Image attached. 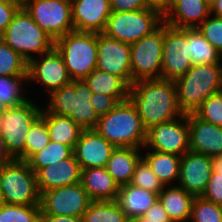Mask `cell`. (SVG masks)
<instances>
[{"label":"cell","mask_w":222,"mask_h":222,"mask_svg":"<svg viewBox=\"0 0 222 222\" xmlns=\"http://www.w3.org/2000/svg\"><path fill=\"white\" fill-rule=\"evenodd\" d=\"M129 99L136 107L146 130L183 115L177 102L176 84L171 80L135 81L130 87Z\"/></svg>","instance_id":"6da1fadb"},{"label":"cell","mask_w":222,"mask_h":222,"mask_svg":"<svg viewBox=\"0 0 222 222\" xmlns=\"http://www.w3.org/2000/svg\"><path fill=\"white\" fill-rule=\"evenodd\" d=\"M94 129L115 147L140 149L146 143L147 130L130 99L101 116Z\"/></svg>","instance_id":"7a4b0ae2"},{"label":"cell","mask_w":222,"mask_h":222,"mask_svg":"<svg viewBox=\"0 0 222 222\" xmlns=\"http://www.w3.org/2000/svg\"><path fill=\"white\" fill-rule=\"evenodd\" d=\"M177 102L183 114L194 113L222 87V64H199L176 79Z\"/></svg>","instance_id":"3957f363"},{"label":"cell","mask_w":222,"mask_h":222,"mask_svg":"<svg viewBox=\"0 0 222 222\" xmlns=\"http://www.w3.org/2000/svg\"><path fill=\"white\" fill-rule=\"evenodd\" d=\"M92 94L84 80H72L49 94L46 109L55 115L70 117L83 129H94L100 117L91 104Z\"/></svg>","instance_id":"277c9868"},{"label":"cell","mask_w":222,"mask_h":222,"mask_svg":"<svg viewBox=\"0 0 222 222\" xmlns=\"http://www.w3.org/2000/svg\"><path fill=\"white\" fill-rule=\"evenodd\" d=\"M72 80H83L97 67V33L72 31L55 40Z\"/></svg>","instance_id":"5b68a950"},{"label":"cell","mask_w":222,"mask_h":222,"mask_svg":"<svg viewBox=\"0 0 222 222\" xmlns=\"http://www.w3.org/2000/svg\"><path fill=\"white\" fill-rule=\"evenodd\" d=\"M0 38L27 61L33 58L32 54H45L55 46V40L33 21L23 7Z\"/></svg>","instance_id":"8992f818"},{"label":"cell","mask_w":222,"mask_h":222,"mask_svg":"<svg viewBox=\"0 0 222 222\" xmlns=\"http://www.w3.org/2000/svg\"><path fill=\"white\" fill-rule=\"evenodd\" d=\"M36 175L28 162L11 159L2 164L1 202L15 205H40Z\"/></svg>","instance_id":"52a82bcc"},{"label":"cell","mask_w":222,"mask_h":222,"mask_svg":"<svg viewBox=\"0 0 222 222\" xmlns=\"http://www.w3.org/2000/svg\"><path fill=\"white\" fill-rule=\"evenodd\" d=\"M41 113L42 109L30 99L19 106L3 108L0 138L11 159L24 153L29 129Z\"/></svg>","instance_id":"ba28073f"},{"label":"cell","mask_w":222,"mask_h":222,"mask_svg":"<svg viewBox=\"0 0 222 222\" xmlns=\"http://www.w3.org/2000/svg\"><path fill=\"white\" fill-rule=\"evenodd\" d=\"M164 22L163 16L154 9L112 12L104 34L110 38L133 44L150 35Z\"/></svg>","instance_id":"9c48e42d"},{"label":"cell","mask_w":222,"mask_h":222,"mask_svg":"<svg viewBox=\"0 0 222 222\" xmlns=\"http://www.w3.org/2000/svg\"><path fill=\"white\" fill-rule=\"evenodd\" d=\"M164 22L150 35L130 45L132 84L138 80L161 79Z\"/></svg>","instance_id":"30bf717a"},{"label":"cell","mask_w":222,"mask_h":222,"mask_svg":"<svg viewBox=\"0 0 222 222\" xmlns=\"http://www.w3.org/2000/svg\"><path fill=\"white\" fill-rule=\"evenodd\" d=\"M22 7L54 40L74 31L71 0H25Z\"/></svg>","instance_id":"8fae6325"},{"label":"cell","mask_w":222,"mask_h":222,"mask_svg":"<svg viewBox=\"0 0 222 222\" xmlns=\"http://www.w3.org/2000/svg\"><path fill=\"white\" fill-rule=\"evenodd\" d=\"M189 55V29H180L164 22V44L161 79L175 81L192 67Z\"/></svg>","instance_id":"7c38bea8"},{"label":"cell","mask_w":222,"mask_h":222,"mask_svg":"<svg viewBox=\"0 0 222 222\" xmlns=\"http://www.w3.org/2000/svg\"><path fill=\"white\" fill-rule=\"evenodd\" d=\"M92 200L81 182L41 193V216H76L82 218Z\"/></svg>","instance_id":"4fadbf2b"},{"label":"cell","mask_w":222,"mask_h":222,"mask_svg":"<svg viewBox=\"0 0 222 222\" xmlns=\"http://www.w3.org/2000/svg\"><path fill=\"white\" fill-rule=\"evenodd\" d=\"M149 146L154 151L178 156L190 151L188 114L148 129L144 148Z\"/></svg>","instance_id":"5bb4252c"},{"label":"cell","mask_w":222,"mask_h":222,"mask_svg":"<svg viewBox=\"0 0 222 222\" xmlns=\"http://www.w3.org/2000/svg\"><path fill=\"white\" fill-rule=\"evenodd\" d=\"M97 69L124 79L132 85L130 44L97 33Z\"/></svg>","instance_id":"9a60e30c"},{"label":"cell","mask_w":222,"mask_h":222,"mask_svg":"<svg viewBox=\"0 0 222 222\" xmlns=\"http://www.w3.org/2000/svg\"><path fill=\"white\" fill-rule=\"evenodd\" d=\"M28 81L40 82L50 94L72 82L68 74L62 55L54 47L42 54L40 60L35 57L28 61Z\"/></svg>","instance_id":"2e32d148"},{"label":"cell","mask_w":222,"mask_h":222,"mask_svg":"<svg viewBox=\"0 0 222 222\" xmlns=\"http://www.w3.org/2000/svg\"><path fill=\"white\" fill-rule=\"evenodd\" d=\"M212 172L211 157L188 151L181 156L178 186L195 197L202 196Z\"/></svg>","instance_id":"e0dca14e"},{"label":"cell","mask_w":222,"mask_h":222,"mask_svg":"<svg viewBox=\"0 0 222 222\" xmlns=\"http://www.w3.org/2000/svg\"><path fill=\"white\" fill-rule=\"evenodd\" d=\"M116 147L95 129H83L73 149L81 170L106 167Z\"/></svg>","instance_id":"ac0fdd59"},{"label":"cell","mask_w":222,"mask_h":222,"mask_svg":"<svg viewBox=\"0 0 222 222\" xmlns=\"http://www.w3.org/2000/svg\"><path fill=\"white\" fill-rule=\"evenodd\" d=\"M75 31L103 33L111 11L110 0H71Z\"/></svg>","instance_id":"d6986e66"},{"label":"cell","mask_w":222,"mask_h":222,"mask_svg":"<svg viewBox=\"0 0 222 222\" xmlns=\"http://www.w3.org/2000/svg\"><path fill=\"white\" fill-rule=\"evenodd\" d=\"M190 151L211 158L222 155V127L188 114Z\"/></svg>","instance_id":"ffe728a7"},{"label":"cell","mask_w":222,"mask_h":222,"mask_svg":"<svg viewBox=\"0 0 222 222\" xmlns=\"http://www.w3.org/2000/svg\"><path fill=\"white\" fill-rule=\"evenodd\" d=\"M35 175L40 194L54 188L81 182V168L74 154L67 159L39 169Z\"/></svg>","instance_id":"44dd1931"},{"label":"cell","mask_w":222,"mask_h":222,"mask_svg":"<svg viewBox=\"0 0 222 222\" xmlns=\"http://www.w3.org/2000/svg\"><path fill=\"white\" fill-rule=\"evenodd\" d=\"M210 16V7L204 0H172L164 22L180 29L197 28Z\"/></svg>","instance_id":"7402d4cb"},{"label":"cell","mask_w":222,"mask_h":222,"mask_svg":"<svg viewBox=\"0 0 222 222\" xmlns=\"http://www.w3.org/2000/svg\"><path fill=\"white\" fill-rule=\"evenodd\" d=\"M81 184L92 201H114L120 188L106 167L82 169Z\"/></svg>","instance_id":"603a6c76"},{"label":"cell","mask_w":222,"mask_h":222,"mask_svg":"<svg viewBox=\"0 0 222 222\" xmlns=\"http://www.w3.org/2000/svg\"><path fill=\"white\" fill-rule=\"evenodd\" d=\"M194 199V195L177 185L170 188L164 186L158 194V200L171 222H189Z\"/></svg>","instance_id":"cb8c5ba5"},{"label":"cell","mask_w":222,"mask_h":222,"mask_svg":"<svg viewBox=\"0 0 222 222\" xmlns=\"http://www.w3.org/2000/svg\"><path fill=\"white\" fill-rule=\"evenodd\" d=\"M116 201L129 219L143 216L158 201V193L129 183L120 186Z\"/></svg>","instance_id":"d4e9b609"},{"label":"cell","mask_w":222,"mask_h":222,"mask_svg":"<svg viewBox=\"0 0 222 222\" xmlns=\"http://www.w3.org/2000/svg\"><path fill=\"white\" fill-rule=\"evenodd\" d=\"M140 149L116 147L107 162L106 169L120 186L131 182L136 164L142 158Z\"/></svg>","instance_id":"484cf974"},{"label":"cell","mask_w":222,"mask_h":222,"mask_svg":"<svg viewBox=\"0 0 222 222\" xmlns=\"http://www.w3.org/2000/svg\"><path fill=\"white\" fill-rule=\"evenodd\" d=\"M83 80L93 93L112 96L118 102L129 99L131 86L124 79L108 72L96 68Z\"/></svg>","instance_id":"4316f807"},{"label":"cell","mask_w":222,"mask_h":222,"mask_svg":"<svg viewBox=\"0 0 222 222\" xmlns=\"http://www.w3.org/2000/svg\"><path fill=\"white\" fill-rule=\"evenodd\" d=\"M41 114L46 118L50 141L71 146L74 149L83 128L70 117L55 115L47 109H42Z\"/></svg>","instance_id":"83f0119b"},{"label":"cell","mask_w":222,"mask_h":222,"mask_svg":"<svg viewBox=\"0 0 222 222\" xmlns=\"http://www.w3.org/2000/svg\"><path fill=\"white\" fill-rule=\"evenodd\" d=\"M142 158L151 167L153 173L163 183L168 186L170 182L179 179L181 156L169 153H161L154 150L147 152Z\"/></svg>","instance_id":"f1b7e54d"},{"label":"cell","mask_w":222,"mask_h":222,"mask_svg":"<svg viewBox=\"0 0 222 222\" xmlns=\"http://www.w3.org/2000/svg\"><path fill=\"white\" fill-rule=\"evenodd\" d=\"M189 55L193 65L222 64V55L197 28L189 29Z\"/></svg>","instance_id":"f546056e"},{"label":"cell","mask_w":222,"mask_h":222,"mask_svg":"<svg viewBox=\"0 0 222 222\" xmlns=\"http://www.w3.org/2000/svg\"><path fill=\"white\" fill-rule=\"evenodd\" d=\"M83 222H128L116 200L92 201L82 216Z\"/></svg>","instance_id":"4dcf8cb0"},{"label":"cell","mask_w":222,"mask_h":222,"mask_svg":"<svg viewBox=\"0 0 222 222\" xmlns=\"http://www.w3.org/2000/svg\"><path fill=\"white\" fill-rule=\"evenodd\" d=\"M21 82L28 83V74L20 76H0V109L19 106L26 101Z\"/></svg>","instance_id":"1f68e13d"},{"label":"cell","mask_w":222,"mask_h":222,"mask_svg":"<svg viewBox=\"0 0 222 222\" xmlns=\"http://www.w3.org/2000/svg\"><path fill=\"white\" fill-rule=\"evenodd\" d=\"M73 155V148L58 142L50 141L41 151L34 153L28 160L29 167L36 173L39 169L47 167Z\"/></svg>","instance_id":"d6a6232c"},{"label":"cell","mask_w":222,"mask_h":222,"mask_svg":"<svg viewBox=\"0 0 222 222\" xmlns=\"http://www.w3.org/2000/svg\"><path fill=\"white\" fill-rule=\"evenodd\" d=\"M49 142L46 118L41 114L30 127L25 142V151L18 159L27 161L34 153L45 148Z\"/></svg>","instance_id":"836d02e7"},{"label":"cell","mask_w":222,"mask_h":222,"mask_svg":"<svg viewBox=\"0 0 222 222\" xmlns=\"http://www.w3.org/2000/svg\"><path fill=\"white\" fill-rule=\"evenodd\" d=\"M41 215L40 205L0 203V222H38Z\"/></svg>","instance_id":"e575fe53"},{"label":"cell","mask_w":222,"mask_h":222,"mask_svg":"<svg viewBox=\"0 0 222 222\" xmlns=\"http://www.w3.org/2000/svg\"><path fill=\"white\" fill-rule=\"evenodd\" d=\"M28 61L0 38V76H20L27 73Z\"/></svg>","instance_id":"d590c367"},{"label":"cell","mask_w":222,"mask_h":222,"mask_svg":"<svg viewBox=\"0 0 222 222\" xmlns=\"http://www.w3.org/2000/svg\"><path fill=\"white\" fill-rule=\"evenodd\" d=\"M189 222H222L220 205H217L202 196H196L191 209Z\"/></svg>","instance_id":"8d00e7d4"},{"label":"cell","mask_w":222,"mask_h":222,"mask_svg":"<svg viewBox=\"0 0 222 222\" xmlns=\"http://www.w3.org/2000/svg\"><path fill=\"white\" fill-rule=\"evenodd\" d=\"M130 184L158 194L164 188L163 183H161L143 158L136 164Z\"/></svg>","instance_id":"74e56055"},{"label":"cell","mask_w":222,"mask_h":222,"mask_svg":"<svg viewBox=\"0 0 222 222\" xmlns=\"http://www.w3.org/2000/svg\"><path fill=\"white\" fill-rule=\"evenodd\" d=\"M194 114L202 121L222 127V97L218 93L209 96Z\"/></svg>","instance_id":"f35d334b"},{"label":"cell","mask_w":222,"mask_h":222,"mask_svg":"<svg viewBox=\"0 0 222 222\" xmlns=\"http://www.w3.org/2000/svg\"><path fill=\"white\" fill-rule=\"evenodd\" d=\"M211 17H207L197 29L222 55V18Z\"/></svg>","instance_id":"ab89813d"},{"label":"cell","mask_w":222,"mask_h":222,"mask_svg":"<svg viewBox=\"0 0 222 222\" xmlns=\"http://www.w3.org/2000/svg\"><path fill=\"white\" fill-rule=\"evenodd\" d=\"M21 7L22 3L19 0H0V36Z\"/></svg>","instance_id":"60d3db41"},{"label":"cell","mask_w":222,"mask_h":222,"mask_svg":"<svg viewBox=\"0 0 222 222\" xmlns=\"http://www.w3.org/2000/svg\"><path fill=\"white\" fill-rule=\"evenodd\" d=\"M202 197L217 205H222V176L212 172Z\"/></svg>","instance_id":"b9f144b4"},{"label":"cell","mask_w":222,"mask_h":222,"mask_svg":"<svg viewBox=\"0 0 222 222\" xmlns=\"http://www.w3.org/2000/svg\"><path fill=\"white\" fill-rule=\"evenodd\" d=\"M118 103L119 102L114 97L105 94L93 93L91 97V104L99 117L106 115Z\"/></svg>","instance_id":"7bdbcfd3"},{"label":"cell","mask_w":222,"mask_h":222,"mask_svg":"<svg viewBox=\"0 0 222 222\" xmlns=\"http://www.w3.org/2000/svg\"><path fill=\"white\" fill-rule=\"evenodd\" d=\"M110 6L112 12L147 9L144 0H110Z\"/></svg>","instance_id":"ee69618b"},{"label":"cell","mask_w":222,"mask_h":222,"mask_svg":"<svg viewBox=\"0 0 222 222\" xmlns=\"http://www.w3.org/2000/svg\"><path fill=\"white\" fill-rule=\"evenodd\" d=\"M143 216L147 219L161 220V222H171L168 214L164 210L159 200L153 206H151Z\"/></svg>","instance_id":"f6af8a7d"},{"label":"cell","mask_w":222,"mask_h":222,"mask_svg":"<svg viewBox=\"0 0 222 222\" xmlns=\"http://www.w3.org/2000/svg\"><path fill=\"white\" fill-rule=\"evenodd\" d=\"M172 0H144L147 8L157 10L164 16L171 7Z\"/></svg>","instance_id":"bcb514c9"},{"label":"cell","mask_w":222,"mask_h":222,"mask_svg":"<svg viewBox=\"0 0 222 222\" xmlns=\"http://www.w3.org/2000/svg\"><path fill=\"white\" fill-rule=\"evenodd\" d=\"M45 222H83L82 218L76 216H41Z\"/></svg>","instance_id":"7dc6e473"},{"label":"cell","mask_w":222,"mask_h":222,"mask_svg":"<svg viewBox=\"0 0 222 222\" xmlns=\"http://www.w3.org/2000/svg\"><path fill=\"white\" fill-rule=\"evenodd\" d=\"M210 15L222 18V0H217L210 6Z\"/></svg>","instance_id":"c3c4849f"},{"label":"cell","mask_w":222,"mask_h":222,"mask_svg":"<svg viewBox=\"0 0 222 222\" xmlns=\"http://www.w3.org/2000/svg\"><path fill=\"white\" fill-rule=\"evenodd\" d=\"M213 171L219 176H222V155L212 158Z\"/></svg>","instance_id":"681fc988"},{"label":"cell","mask_w":222,"mask_h":222,"mask_svg":"<svg viewBox=\"0 0 222 222\" xmlns=\"http://www.w3.org/2000/svg\"><path fill=\"white\" fill-rule=\"evenodd\" d=\"M11 158L7 154L2 139L0 138V164H6Z\"/></svg>","instance_id":"f907efd6"},{"label":"cell","mask_w":222,"mask_h":222,"mask_svg":"<svg viewBox=\"0 0 222 222\" xmlns=\"http://www.w3.org/2000/svg\"><path fill=\"white\" fill-rule=\"evenodd\" d=\"M128 222H161V220L147 219L144 216H136L129 218Z\"/></svg>","instance_id":"816d5d0a"},{"label":"cell","mask_w":222,"mask_h":222,"mask_svg":"<svg viewBox=\"0 0 222 222\" xmlns=\"http://www.w3.org/2000/svg\"><path fill=\"white\" fill-rule=\"evenodd\" d=\"M1 179H2V164H0V203H1Z\"/></svg>","instance_id":"f5cc1de1"},{"label":"cell","mask_w":222,"mask_h":222,"mask_svg":"<svg viewBox=\"0 0 222 222\" xmlns=\"http://www.w3.org/2000/svg\"><path fill=\"white\" fill-rule=\"evenodd\" d=\"M206 4L210 7L212 4H214L217 0H204Z\"/></svg>","instance_id":"db71d44e"},{"label":"cell","mask_w":222,"mask_h":222,"mask_svg":"<svg viewBox=\"0 0 222 222\" xmlns=\"http://www.w3.org/2000/svg\"><path fill=\"white\" fill-rule=\"evenodd\" d=\"M2 115H3V109H0V126H1Z\"/></svg>","instance_id":"11a10c76"},{"label":"cell","mask_w":222,"mask_h":222,"mask_svg":"<svg viewBox=\"0 0 222 222\" xmlns=\"http://www.w3.org/2000/svg\"><path fill=\"white\" fill-rule=\"evenodd\" d=\"M218 94L222 97V87H221L220 90L218 91Z\"/></svg>","instance_id":"9f6ffc18"},{"label":"cell","mask_w":222,"mask_h":222,"mask_svg":"<svg viewBox=\"0 0 222 222\" xmlns=\"http://www.w3.org/2000/svg\"><path fill=\"white\" fill-rule=\"evenodd\" d=\"M38 222H45L42 218Z\"/></svg>","instance_id":"6f0895ef"}]
</instances>
